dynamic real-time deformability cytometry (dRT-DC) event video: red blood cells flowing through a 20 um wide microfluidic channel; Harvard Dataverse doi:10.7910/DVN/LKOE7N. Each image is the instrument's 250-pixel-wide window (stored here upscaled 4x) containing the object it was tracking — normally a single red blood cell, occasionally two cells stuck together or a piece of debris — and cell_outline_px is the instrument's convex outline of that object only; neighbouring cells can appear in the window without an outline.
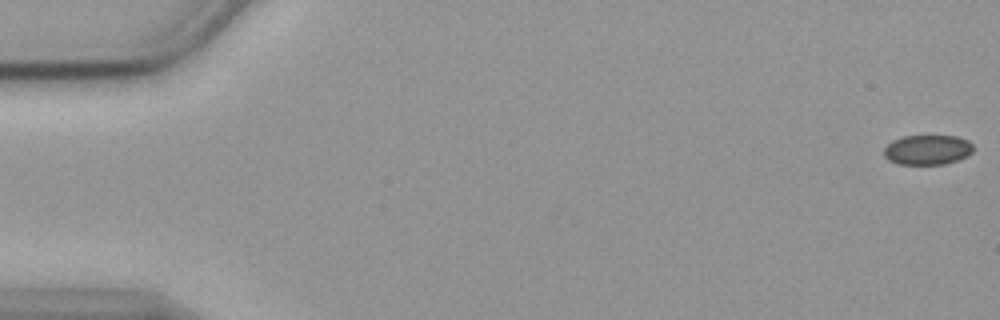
{"species": "common noctule bat (a hibernating species)", "species_latin": "Nyctalus noctula", "temperature_condition": "cold", "stored_images_in_passage": 11, "camera_frame_rate_fps": 3000, "um_per_image_px": 0.085, "animal": {"sex": "female", "body_mass_g": 19.9}, "frame": {"image": 1, "passage_image": 1, "time_ms": 0.0, "image_size_px": [1000, 320], "cell_outline_px": [[972, 152], [968, 156], [944, 164], [896, 164], [888, 160], [884, 156], [884, 148], [892, 140], [904, 136], [956, 136], [968, 140], [972, 144]], "centroid_in_image_um": [78.81, 12.73], "position_along_channel_um": 6.2, "area_um2": 15.55}}